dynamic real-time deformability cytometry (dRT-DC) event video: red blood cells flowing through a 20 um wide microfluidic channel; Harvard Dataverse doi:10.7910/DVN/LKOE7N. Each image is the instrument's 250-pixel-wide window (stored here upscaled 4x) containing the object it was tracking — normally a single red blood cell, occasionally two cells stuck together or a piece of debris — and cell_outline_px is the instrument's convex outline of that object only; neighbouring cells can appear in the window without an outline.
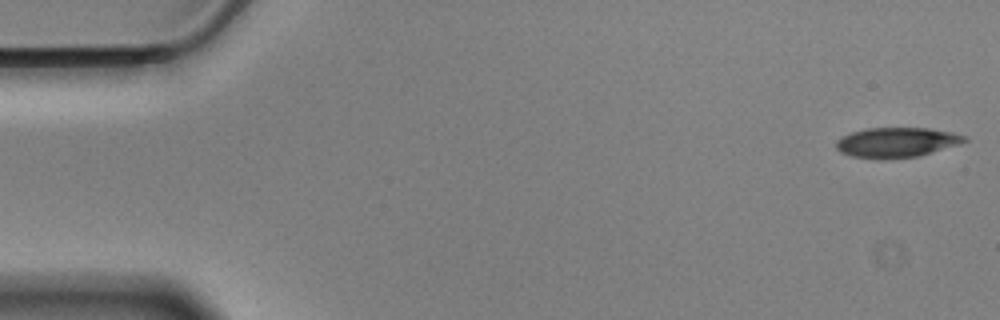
{"species": "Egyptian fruit bat (a non-hibernating species)", "species_latin": "Rousettus aegyptiacus", "temperature_condition": "cold", "stored_images_in_passage": 56, "camera_frame_rate_fps": 3000, "um_per_image_px": 0.085, "animal": {"sex": "male"}, "frame": {"image": 1, "passage_image": 1, "time_ms": 0.0, "image_size_px": [1000, 320], "cell_outline_px": [[968, 140], [960, 144], [920, 156], [880, 160], [852, 156], [840, 152], [836, 148], [836, 140], [852, 132], [868, 128], [928, 128], [952, 132], [964, 136]], "centroid_in_image_um": [76.21, 12.12], "position_along_channel_um": 8.8, "area_um2": 22.48}}
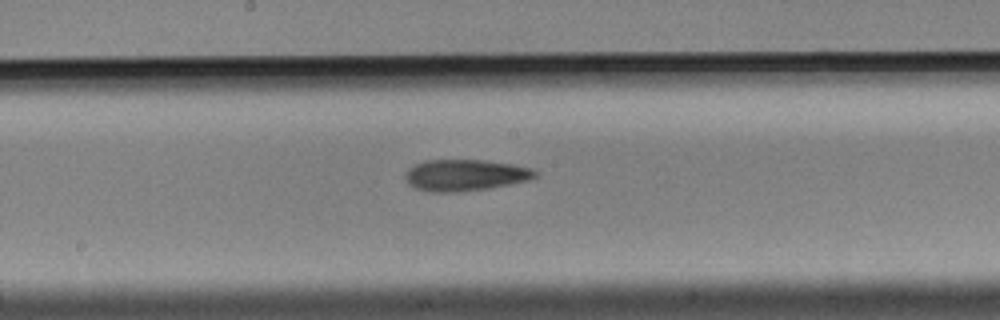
{"frame": {"image": 2, "passage_image": 29, "time_ms": 9.333, "image_size_px": [1000, 320], "cell_outline_px": [[540, 172], [536, 176], [528, 180], [488, 188], [456, 192], [432, 192], [416, 188], [408, 184], [404, 176], [408, 168], [424, 160], [480, 160], [512, 164], [532, 168]], "centroid_in_image_um": [39.53, 14.88], "position_along_channel_um": 208.7, "area_um2": 23.7}}
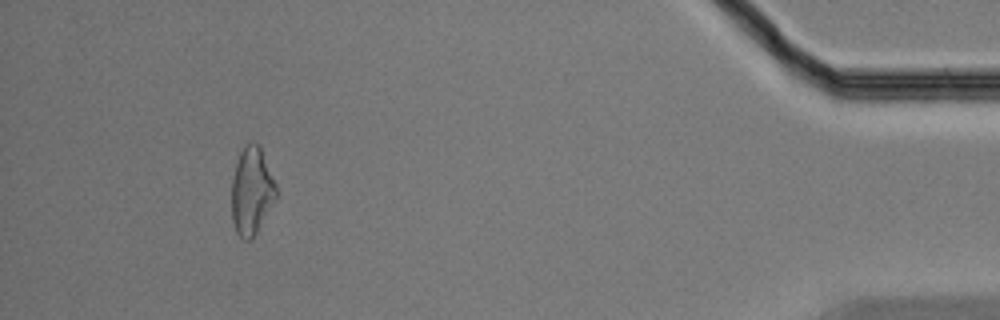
{"frame": {"image": 3, "passage_image": 52, "time_ms": 17.0, "image_size_px": [1000, 320], "cell_outline_px": [[276, 200], [252, 240], [244, 240], [236, 232], [232, 220], [232, 176], [240, 152], [244, 144], [252, 140], [260, 144], [276, 184]], "centroid_in_image_um": [21.4, 16.21], "position_along_channel_um": 413.8, "area_um2": 23.06}, "authors_computed_cell_mechanics": {"area_um2": 23.12, "velocity_mm_per_s": 3.5176, "shape_relaxation_time_tau1_ms": 7.7362, "shape_relaxation_time_tau2_ms": 10.9627, "deformation_change_tau1": 0.1451, "deformation_change_tau2": 0.2503}}